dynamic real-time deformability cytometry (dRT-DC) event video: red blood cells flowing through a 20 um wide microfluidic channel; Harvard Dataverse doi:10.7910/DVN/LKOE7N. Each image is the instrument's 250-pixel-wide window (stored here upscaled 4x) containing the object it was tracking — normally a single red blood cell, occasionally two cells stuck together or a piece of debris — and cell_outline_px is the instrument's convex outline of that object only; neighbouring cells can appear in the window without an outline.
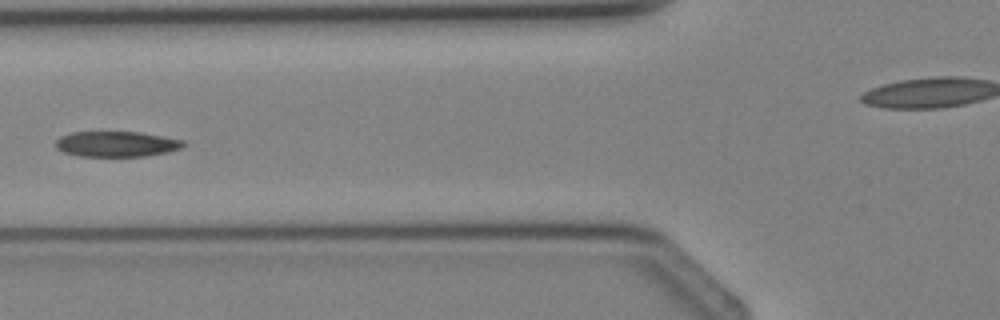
{"species": "Egyptian fruit bat (a non-hibernating species)", "species_latin": "Rousettus aegyptiacus", "temperature_condition": "cold", "stored_images_in_passage": 6, "segment_of_instrument_passage": [1, 2], "camera_frame_rate_fps": 3000, "um_per_image_px": 0.085, "animal": {"sex": "female"}, "frame": {"image": 1, "passage_image": 5, "time_ms": 4.667, "image_size_px": [1000, 320], "cell_outline_px": [[188, 144], [180, 148], [168, 152], [144, 156], [80, 156], [64, 152], [56, 148], [56, 140], [60, 136], [72, 132], [140, 132], [184, 140]], "centroid_in_image_um": [9.92, 12.24], "position_along_channel_um": 115.9, "area_um2": 18.96}}